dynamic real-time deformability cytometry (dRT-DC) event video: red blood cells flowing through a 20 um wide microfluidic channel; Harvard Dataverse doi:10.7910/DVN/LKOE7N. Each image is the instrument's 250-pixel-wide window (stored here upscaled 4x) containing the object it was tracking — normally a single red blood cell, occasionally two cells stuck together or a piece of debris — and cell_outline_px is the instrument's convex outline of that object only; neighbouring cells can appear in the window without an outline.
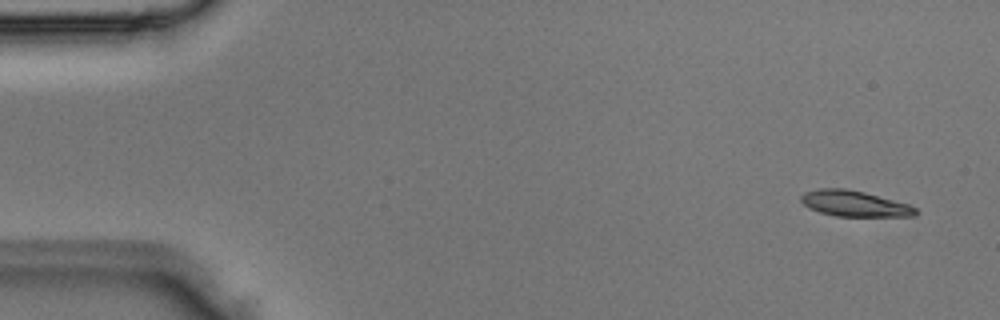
{"species": "Egyptian fruit bat (a non-hibernating species)", "species_latin": "Rousettus aegyptiacus", "temperature_condition": "room temperature", "stored_images_in_passage": 4, "camera_frame_rate_fps": 3000, "um_per_image_px": 0.085, "animal": {"sex": "male"}, "frame": {"image": 1, "passage_image": 1, "time_ms": 0.0, "image_size_px": [1000, 320], "cell_outline_px": [[916, 212], [912, 216], [836, 216], [820, 212], [808, 208], [800, 200], [800, 196], [804, 192], [820, 188], [848, 188], [864, 192], [908, 204], [916, 208]], "centroid_in_image_um": [72.57, 17.29], "position_along_channel_um": 12.4, "area_um2": 17.11}}